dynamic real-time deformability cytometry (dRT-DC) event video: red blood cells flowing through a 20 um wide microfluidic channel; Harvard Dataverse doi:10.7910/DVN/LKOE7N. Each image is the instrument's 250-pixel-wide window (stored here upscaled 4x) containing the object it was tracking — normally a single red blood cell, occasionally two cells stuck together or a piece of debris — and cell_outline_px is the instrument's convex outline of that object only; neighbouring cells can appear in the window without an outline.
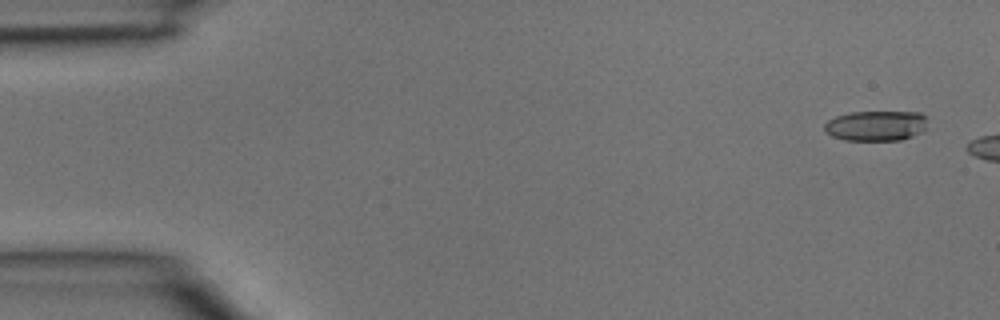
{"species": "common noctule bat (a hibernating species)", "species_latin": "Nyctalus noctula", "temperature_condition": "room temperature", "stored_images_in_passage": 3, "camera_frame_rate_fps": 3000, "um_per_image_px": 0.085, "animal": {"sex": "male", "body_mass_g": 15.6}, "frame": {"image": 1, "passage_image": 1, "time_ms": 0.0, "image_size_px": [1000, 320], "cell_outline_px": [[924, 132], [900, 140], [844, 140], [832, 136], [824, 132], [824, 124], [828, 120], [836, 116], [848, 112], [920, 112], [924, 116]], "centroid_in_image_um": [74.41, 10.69], "position_along_channel_um": 10.6, "area_um2": 18.15}}